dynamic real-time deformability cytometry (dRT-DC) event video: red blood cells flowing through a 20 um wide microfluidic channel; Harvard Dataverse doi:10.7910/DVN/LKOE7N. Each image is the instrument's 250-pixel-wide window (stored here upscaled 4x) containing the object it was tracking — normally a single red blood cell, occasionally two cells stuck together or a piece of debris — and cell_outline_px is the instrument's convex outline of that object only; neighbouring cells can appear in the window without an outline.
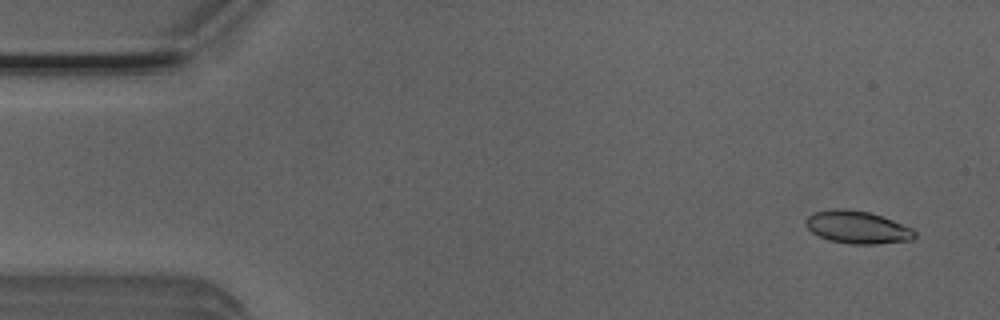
{"species": "Egyptian fruit bat (a non-hibernating species)", "species_latin": "Rousettus aegyptiacus", "temperature_condition": "room temperature", "stored_images_in_passage": 15, "camera_frame_rate_fps": 3000, "um_per_image_px": 0.085, "animal": {"sex": "male"}, "frame": {"image": 1, "passage_image": 3, "time_ms": 0.667, "image_size_px": [1000, 320], "cell_outline_px": [[916, 236], [912, 240], [876, 244], [848, 244], [828, 240], [812, 232], [804, 224], [804, 220], [812, 212], [832, 208], [844, 208], [868, 212], [892, 220], [912, 228], [916, 232]], "centroid_in_image_um": [72.84, 19.31], "position_along_channel_um": 12.2, "area_um2": 20.87}}
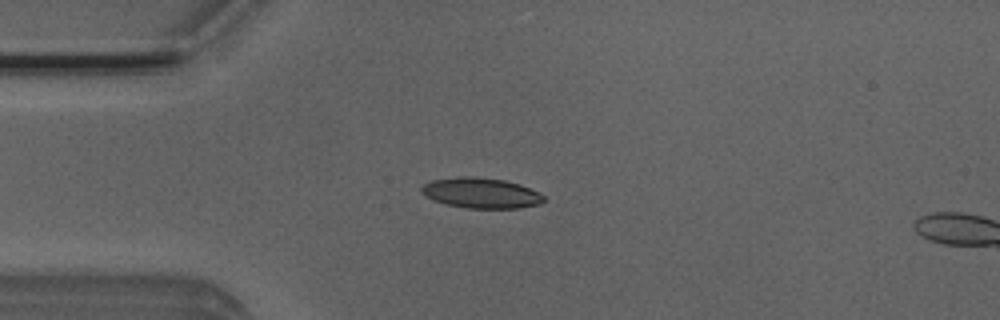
{"frame": {"image": 2, "passage_image": 13, "time_ms": 4.0, "image_size_px": [1000, 320], "cell_outline_px": [[544, 200], [540, 204], [520, 208], [468, 208], [444, 204], [432, 200], [424, 196], [420, 192], [420, 188], [424, 184], [432, 180], [460, 176], [472, 176], [504, 180], [520, 184], [540, 192], [544, 196]], "centroid_in_image_um": [40.87, 16.4], "position_along_channel_um": 44.1, "area_um2": 21.91}}